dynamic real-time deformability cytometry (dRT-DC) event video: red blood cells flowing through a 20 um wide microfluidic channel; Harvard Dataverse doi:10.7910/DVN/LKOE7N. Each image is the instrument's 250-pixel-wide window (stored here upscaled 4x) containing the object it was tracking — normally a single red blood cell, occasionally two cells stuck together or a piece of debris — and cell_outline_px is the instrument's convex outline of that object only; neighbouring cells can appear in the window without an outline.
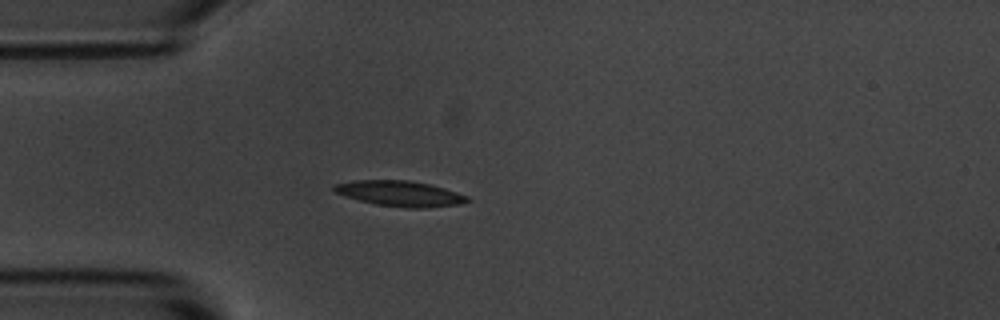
{"species": "common noctule bat (a hibernating species)", "species_latin": "Nyctalus noctula", "temperature_condition": "room temperature", "stored_images_in_passage": 6, "camera_frame_rate_fps": 3000, "um_per_image_px": 0.085, "animal": {"sex": "male", "body_mass_g": 20.1, "forearm_length_mm": 53.5}, "frame": {"image": 1, "passage_image": 5, "time_ms": 4.667, "image_size_px": [1000, 320], "cell_outline_px": [[472, 200], [460, 204], [424, 208], [408, 208], [376, 204], [360, 200], [336, 192], [332, 188], [332, 184], [352, 180], [408, 180], [428, 184], [444, 188], [468, 196]], "centroid_in_image_um": [34.01, 16.44], "position_along_channel_um": 51.0, "area_um2": 19.65}}